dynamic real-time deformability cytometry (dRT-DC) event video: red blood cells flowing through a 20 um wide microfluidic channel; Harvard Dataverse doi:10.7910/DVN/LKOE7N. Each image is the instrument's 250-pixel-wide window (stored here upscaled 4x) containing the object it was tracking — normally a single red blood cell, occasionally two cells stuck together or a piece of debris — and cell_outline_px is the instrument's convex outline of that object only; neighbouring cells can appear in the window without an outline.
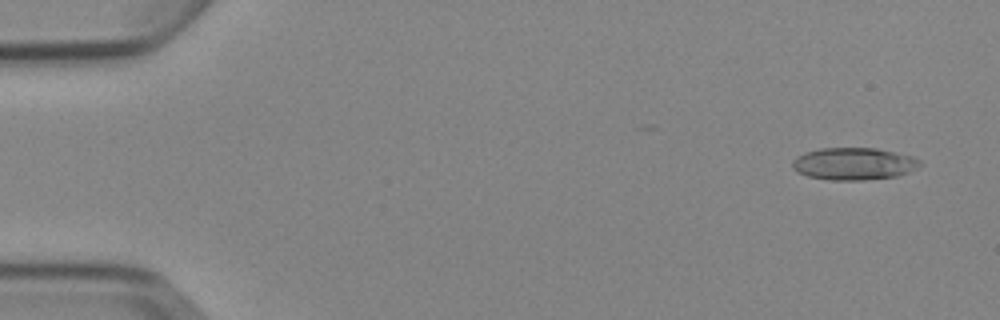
{"species": "Egyptian fruit bat (a non-hibernating species)", "species_latin": "Rousettus aegyptiacus", "temperature_condition": "cold", "stored_images_in_passage": 7, "camera_frame_rate_fps": 3000, "um_per_image_px": 0.085, "animal": {"sex": "female"}, "frame": {"image": 1, "passage_image": 1, "time_ms": 0.0, "image_size_px": [1000, 320], "cell_outline_px": [[920, 164], [916, 168], [908, 172], [896, 176], [864, 180], [832, 180], [808, 176], [792, 168], [792, 160], [796, 156], [804, 152], [820, 148], [876, 148], [912, 156], [920, 160]], "centroid_in_image_um": [72.54, 13.91], "position_along_channel_um": 12.5, "area_um2": 23.87}}
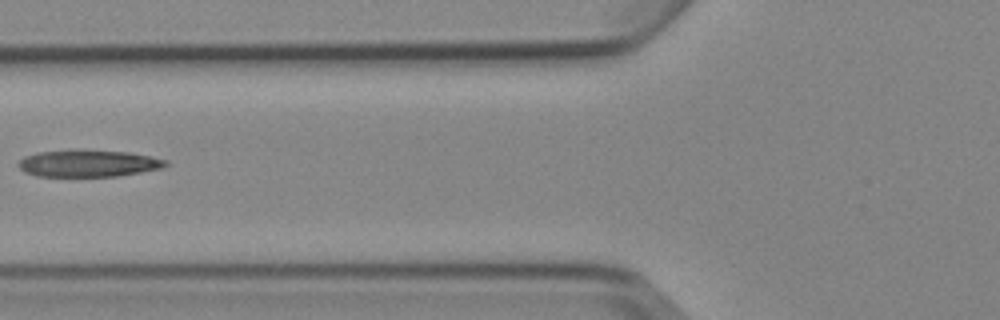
{"frame": {"image": 2, "passage_image": 6, "time_ms": 6.0, "image_size_px": [1000, 320], "cell_outline_px": [[168, 164], [160, 168], [140, 172], [116, 176], [36, 176], [24, 172], [16, 164], [24, 156], [36, 152], [76, 148], [128, 152], [168, 160]], "centroid_in_image_um": [7.44, 13.86], "position_along_channel_um": 118.4, "area_um2": 23.47}}
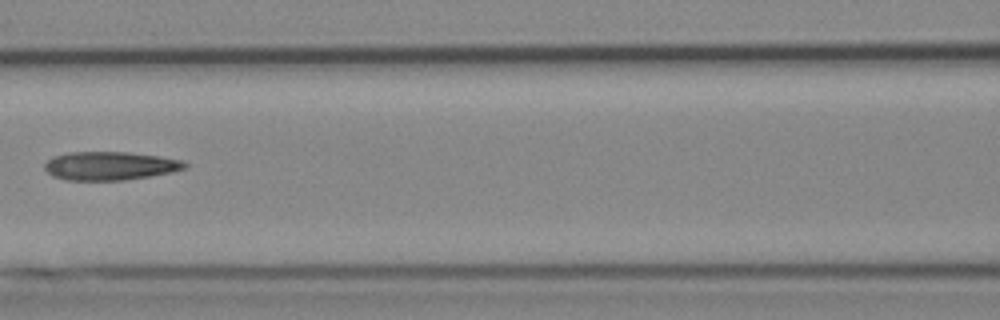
{"frame": {"image": 3, "passage_image": 7, "time_ms": 7.0, "image_size_px": [1000, 320], "cell_outline_px": [[188, 168], [172, 172], [124, 180], [64, 180], [52, 176], [44, 168], [44, 164], [52, 156], [68, 152], [128, 152], [160, 156], [184, 160], [188, 164]], "centroid_in_image_um": [9.36, 14.09], "position_along_channel_um": 157.2, "area_um2": 23.47}}